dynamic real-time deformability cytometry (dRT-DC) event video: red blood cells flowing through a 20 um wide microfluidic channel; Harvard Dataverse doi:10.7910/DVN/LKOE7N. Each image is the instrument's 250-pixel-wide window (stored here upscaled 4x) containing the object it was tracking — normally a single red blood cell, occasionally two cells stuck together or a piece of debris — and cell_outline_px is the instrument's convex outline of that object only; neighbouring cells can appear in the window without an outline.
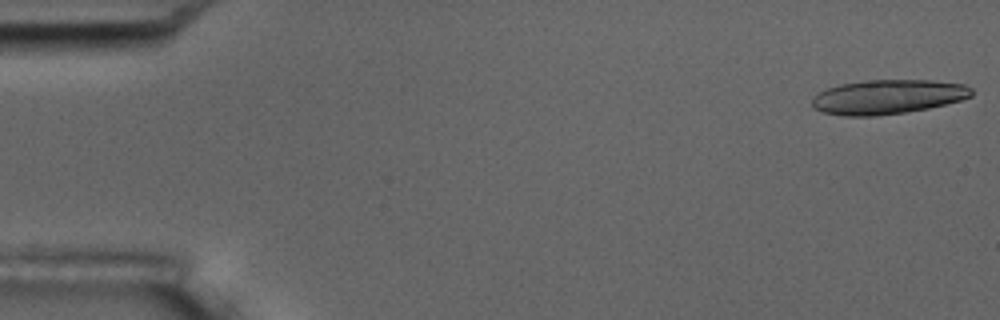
{"species": "common noctule bat (a hibernating species)", "species_latin": "Nyctalus noctula", "temperature_condition": "room temperature", "stored_images_in_passage": 6, "camera_frame_rate_fps": 3000, "um_per_image_px": 0.085, "animal": {"sex": "male", "body_mass_g": 17.5, "forearm_length_mm": 52.3}, "frame": {"image": 1, "passage_image": 1, "time_ms": 0.0, "image_size_px": [1000, 320], "cell_outline_px": [[972, 96], [960, 100], [928, 108], [904, 112], [876, 116], [844, 116], [824, 112], [812, 108], [812, 96], [828, 88], [840, 84], [872, 80], [928, 80], [964, 84], [972, 88]], "centroid_in_image_um": [75.44, 8.23], "position_along_channel_um": 9.6, "area_um2": 31.79}}
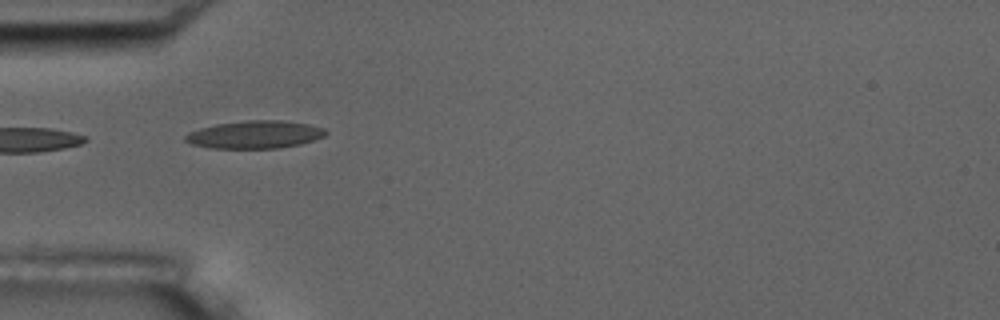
{"frame": {"image": 2, "passage_image": 5, "time_ms": 5.333, "image_size_px": [1000, 320], "cell_outline_px": [[328, 132], [324, 136], [300, 144], [280, 148], [212, 148], [192, 144], [184, 140], [184, 136], [188, 132], [200, 128], [216, 124], [248, 120], [280, 120], [308, 124], [324, 128]], "centroid_in_image_um": [21.65, 11.43], "position_along_channel_um": 63.3, "area_um2": 22.6}}